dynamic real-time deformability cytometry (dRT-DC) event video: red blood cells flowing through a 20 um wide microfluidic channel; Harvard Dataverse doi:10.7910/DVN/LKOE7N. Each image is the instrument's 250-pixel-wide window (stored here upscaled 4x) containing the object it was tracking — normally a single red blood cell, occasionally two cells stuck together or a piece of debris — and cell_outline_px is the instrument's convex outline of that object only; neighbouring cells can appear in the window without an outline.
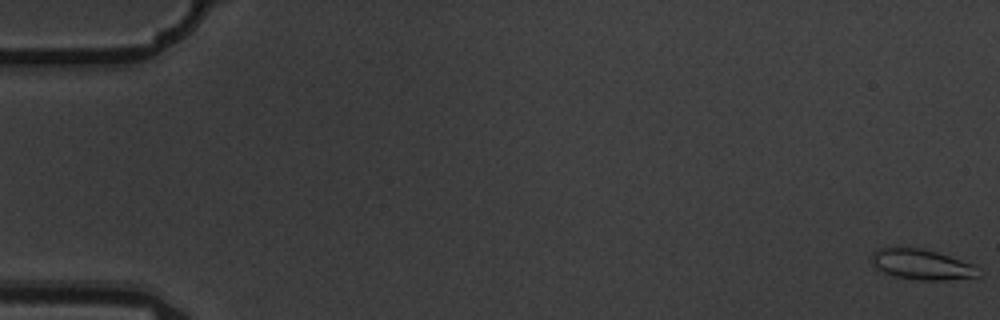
{"species": "common noctule bat (a hibernating species)", "species_latin": "Nyctalus noctula", "temperature_condition": "warm", "stored_images_in_passage": 5, "camera_frame_rate_fps": 3000, "um_per_image_px": 0.085, "animal": {"sex": "male", "body_mass_g": 19.5, "forearm_length_mm": 54.6}, "frame": {"image": 1, "passage_image": 1, "time_ms": 0.0, "image_size_px": [1000, 320], "cell_outline_px": [[980, 276], [944, 280], [916, 280], [896, 276], [884, 272], [876, 268], [872, 264], [872, 252], [876, 248], [920, 248], [936, 252], [972, 264]], "centroid_in_image_um": [78.29, 22.48], "position_along_channel_um": 6.7, "area_um2": 18.5}}
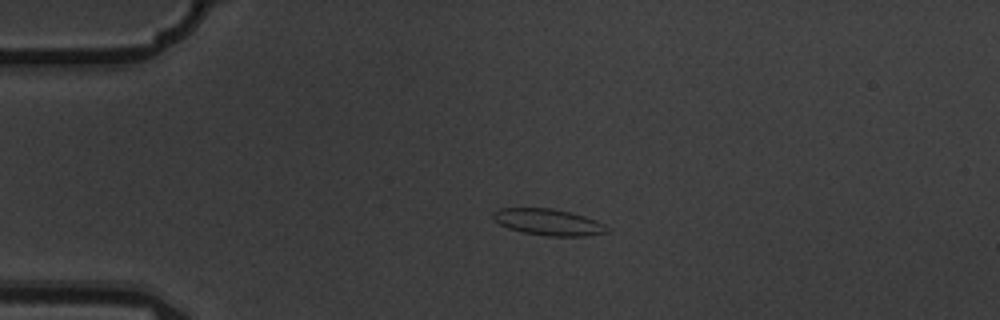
{"frame": {"image": 2, "passage_image": 4, "time_ms": 1.0, "image_size_px": [1000, 320], "cell_outline_px": [[608, 232], [588, 236], [544, 236], [524, 232], [508, 228], [500, 224], [492, 216], [492, 212], [500, 208], [552, 208], [572, 212], [596, 220], [604, 224]], "centroid_in_image_um": [46.61, 18.87], "position_along_channel_um": 38.4, "area_um2": 17.51}}